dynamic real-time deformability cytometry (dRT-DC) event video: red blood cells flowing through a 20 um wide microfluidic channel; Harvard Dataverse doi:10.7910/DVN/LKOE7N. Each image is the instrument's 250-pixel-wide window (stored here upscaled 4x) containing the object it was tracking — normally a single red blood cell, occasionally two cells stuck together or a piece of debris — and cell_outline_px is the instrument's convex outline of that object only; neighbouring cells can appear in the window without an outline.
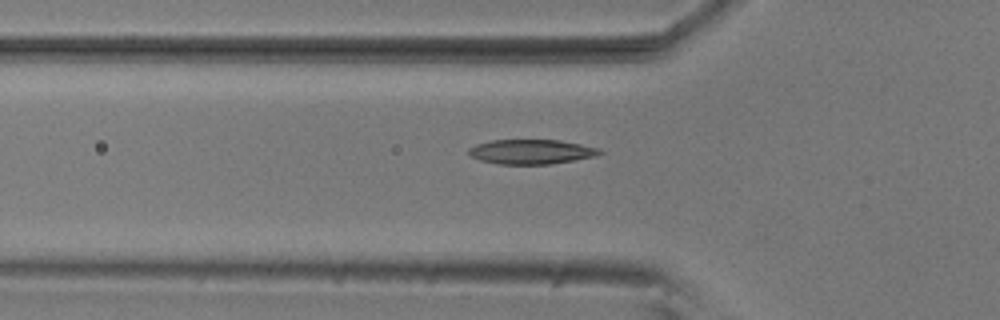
{"species": "common noctule bat (a hibernating species)", "species_latin": "Nyctalus noctula", "temperature_condition": "room temperature", "stored_images_in_passage": 51, "camera_frame_rate_fps": 3000, "um_per_image_px": 0.085, "animal": {"sex": "male", "body_mass_g": 20.5, "forearm_length_mm": 52.5}, "frame": {"image": 1, "passage_image": 18, "time_ms": 5.667, "image_size_px": [1000, 320], "cell_outline_px": [[604, 152], [596, 156], [548, 164], [500, 164], [480, 160], [472, 156], [468, 152], [468, 148], [476, 144], [492, 140], [560, 140], [600, 148]], "centroid_in_image_um": [45.17, 12.89], "position_along_channel_um": 80.6, "area_um2": 18.67}}
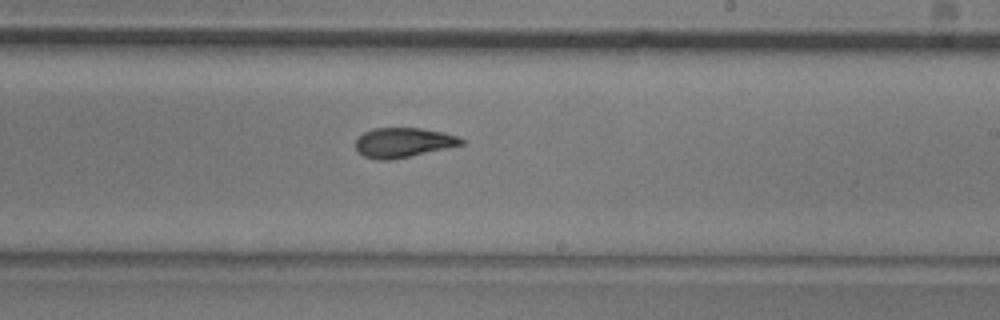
{"frame": {"image": 2, "passage_image": 32, "time_ms": 10.333, "image_size_px": [1000, 320], "cell_outline_px": [[464, 144], [392, 160], [376, 160], [364, 156], [356, 152], [356, 140], [364, 132], [372, 128], [420, 128], [444, 132], [460, 136], [464, 140]], "centroid_in_image_um": [34.27, 12.11], "position_along_channel_um": 254.7, "area_um2": 18.38}}
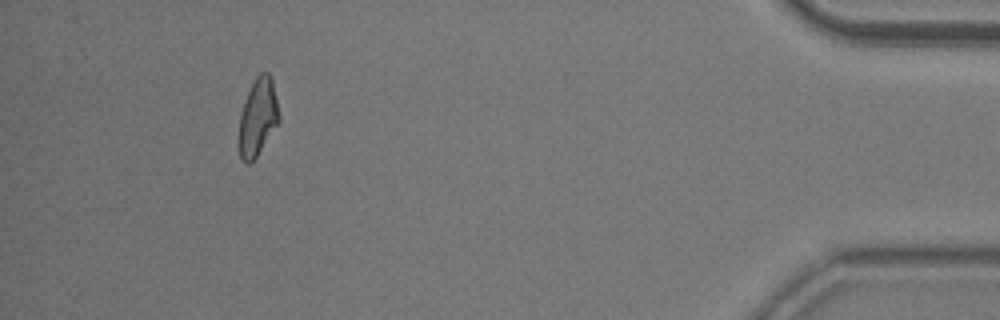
{"frame": {"image": 3, "passage_image": 50, "time_ms": 16.333, "image_size_px": [1000, 320], "cell_outline_px": [[280, 120], [256, 156], [248, 164], [240, 156], [240, 112], [244, 100], [256, 76], [260, 72], [268, 72], [272, 80], [280, 116]], "centroid_in_image_um": [21.93, 9.9], "position_along_channel_um": 413.3, "area_um2": 17.57}}